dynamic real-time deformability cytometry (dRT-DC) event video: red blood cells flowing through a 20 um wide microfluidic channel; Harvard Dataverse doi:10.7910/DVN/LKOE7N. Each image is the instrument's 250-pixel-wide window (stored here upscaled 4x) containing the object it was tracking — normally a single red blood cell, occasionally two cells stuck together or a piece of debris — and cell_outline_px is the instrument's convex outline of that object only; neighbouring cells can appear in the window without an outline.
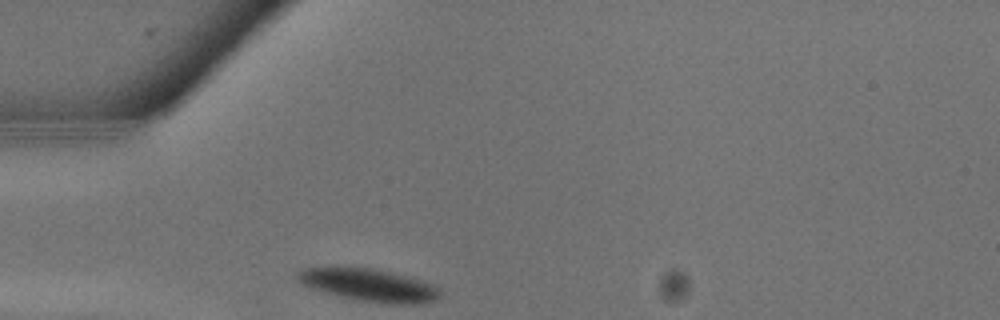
{"species": "common noctule bat (a hibernating species)", "species_latin": "Nyctalus noctula", "temperature_condition": "warm", "stored_images_in_passage": 14, "camera_frame_rate_fps": 3000, "um_per_image_px": 0.085, "animal": {"sex": "male", "body_mass_g": 13.3}, "frame": {"image": 1, "passage_image": 1, "time_ms": 0.0, "image_size_px": [1000, 320], "cell_outline_px": [[440, 296], [424, 304], [392, 304], [360, 300], [328, 292], [304, 284], [296, 280], [296, 272], [300, 268], [332, 264], [372, 268], [420, 280], [432, 284], [440, 288]], "centroid_in_image_um": [31.29, 24.17], "position_along_channel_um": 53.7, "area_um2": 27.28}}
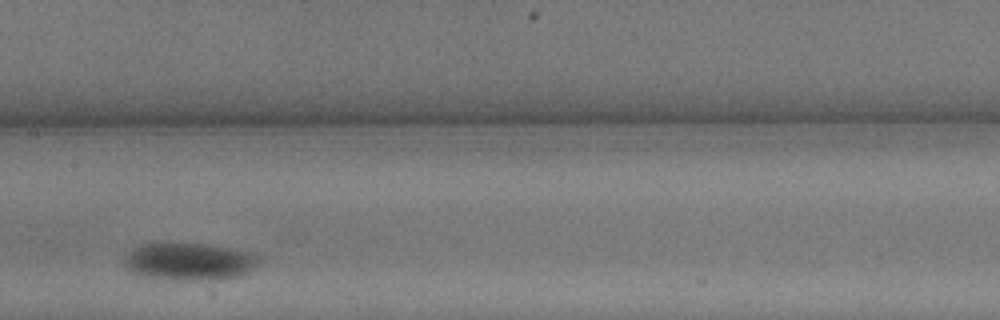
{"frame": {"image": 2, "passage_image": 7, "time_ms": 2.0, "image_size_px": [1000, 320], "cell_outline_px": [[260, 260], [252, 268], [240, 276], [216, 280], [188, 280], [144, 276], [132, 272], [124, 264], [124, 260], [128, 252], [132, 248], [140, 244], [200, 244], [228, 248], [248, 252], [256, 256]], "centroid_in_image_um": [16.05, 22.24], "position_along_channel_um": 191.3, "area_um2": 28.67}}
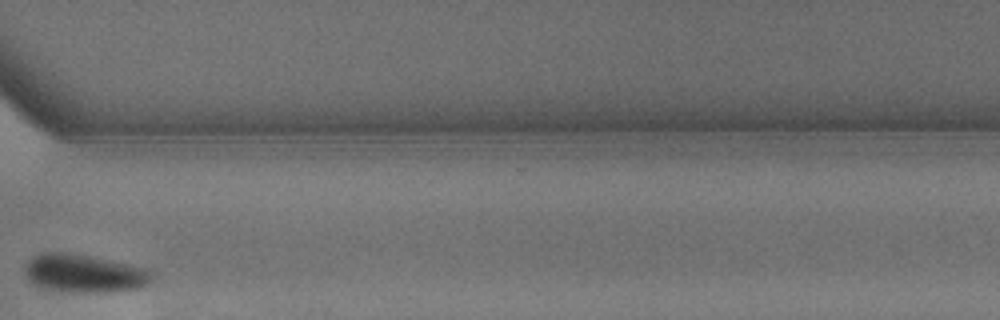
{"frame": {"image": 3, "passage_image": 14, "time_ms": 4.333, "image_size_px": [1000, 320], "cell_outline_px": [[148, 280], [144, 284], [136, 288], [112, 292], [84, 292], [40, 288], [28, 280], [24, 272], [24, 268], [28, 260], [44, 252], [68, 252], [92, 256], [144, 268], [148, 272]], "centroid_in_image_um": [7.03, 23.23], "position_along_channel_um": 363.6, "area_um2": 27.63}}